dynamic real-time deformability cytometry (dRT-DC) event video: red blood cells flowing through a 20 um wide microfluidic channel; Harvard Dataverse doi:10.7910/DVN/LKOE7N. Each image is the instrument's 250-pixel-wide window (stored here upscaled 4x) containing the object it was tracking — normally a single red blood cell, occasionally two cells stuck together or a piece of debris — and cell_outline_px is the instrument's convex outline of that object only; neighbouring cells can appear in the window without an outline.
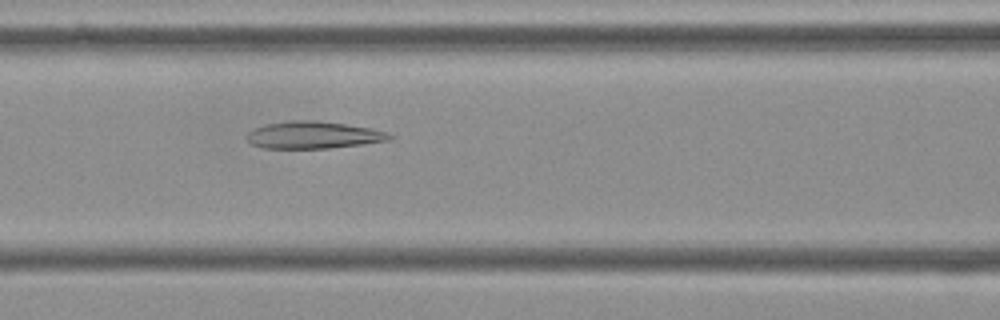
{"species": "Egyptian fruit bat (a non-hibernating species)", "species_latin": "Rousettus aegyptiacus", "temperature_condition": "cold", "stored_images_in_passage": 42, "camera_frame_rate_fps": 3000, "um_per_image_px": 0.085, "frame": {"image": 1, "passage_image": 10, "time_ms": 3.0, "image_size_px": [1000, 320], "cell_outline_px": [[396, 136], [392, 140], [328, 148], [264, 148], [252, 144], [244, 140], [244, 136], [252, 128], [264, 124], [288, 120], [316, 120], [372, 128], [388, 132]], "centroid_in_image_um": [26.6, 11.46], "position_along_channel_um": 140.0, "area_um2": 22.95}}
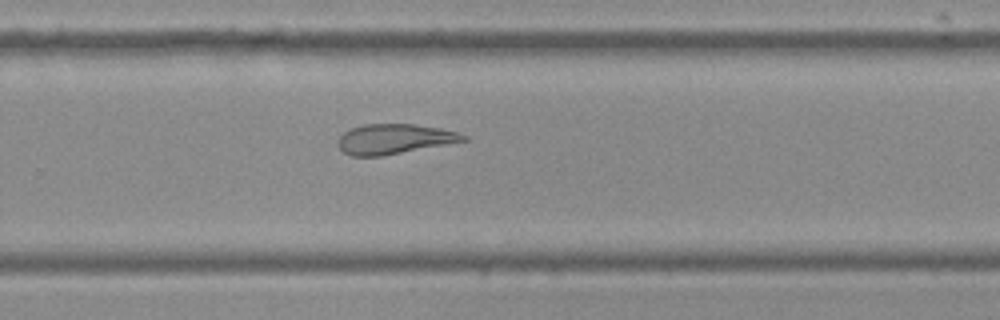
{"frame": {"image": 2, "passage_image": 23, "time_ms": 7.333, "image_size_px": [1000, 320], "cell_outline_px": [[468, 140], [380, 156], [352, 156], [344, 152], [336, 144], [336, 140], [344, 132], [352, 128], [364, 124], [412, 124], [440, 128], [456, 132], [468, 136]], "centroid_in_image_um": [33.47, 11.81], "position_along_channel_um": 296.3, "area_um2": 21.68}}
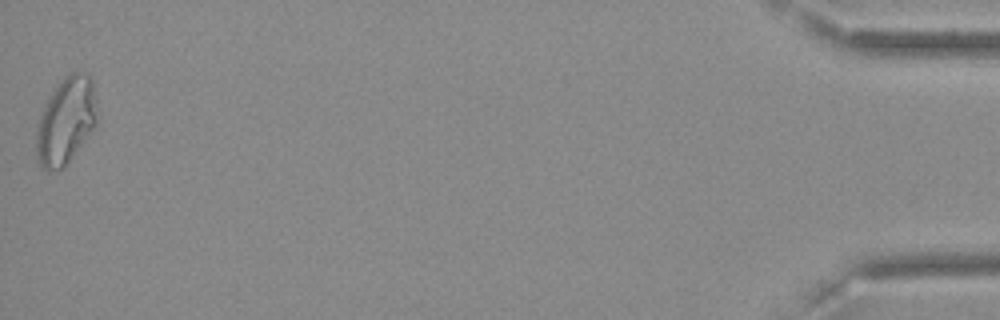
{"frame": {"image": 3, "passage_image": 42, "time_ms": 13.667, "image_size_px": [1000, 320], "cell_outline_px": [[96, 124], [64, 168], [48, 172], [40, 164], [36, 156], [36, 128], [44, 104], [52, 92], [72, 72], [88, 72], [92, 80], [96, 120]], "centroid_in_image_um": [5.57, 10.31], "position_along_channel_um": 429.6, "area_um2": 30.11}, "authors_computed_cell_mechanics": {"area_um2": 23.6691, "velocity_mm_per_s": 3.6161, "shape_relaxation_time_tau1_ms": null, "shape_relaxation_time_tau2_ms": 4.2228, "deformation_change_tau1": null, "deformation_change_tau2": 0.1197}}